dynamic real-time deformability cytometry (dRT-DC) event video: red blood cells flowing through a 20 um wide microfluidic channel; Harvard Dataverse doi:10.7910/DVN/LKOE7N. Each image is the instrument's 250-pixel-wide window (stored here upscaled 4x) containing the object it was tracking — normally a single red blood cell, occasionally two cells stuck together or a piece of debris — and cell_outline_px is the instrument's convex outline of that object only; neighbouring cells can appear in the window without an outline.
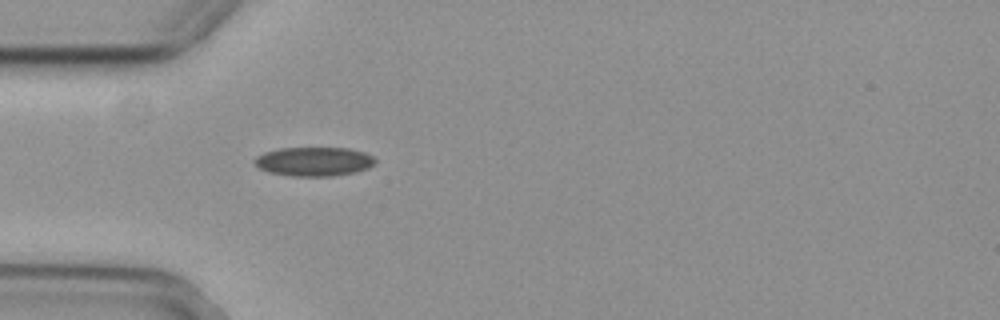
{"species": "common noctule bat (a hibernating species)", "species_latin": "Nyctalus noctula", "temperature_condition": "cold", "stored_images_in_passage": 40, "camera_frame_rate_fps": 3000, "um_per_image_px": 0.085, "animal": {"sex": "female", "body_mass_g": 29.2, "forearm_length_mm": 56.3}, "frame": {"image": 1, "passage_image": 1, "time_ms": 0.0, "image_size_px": [1000, 320], "cell_outline_px": [[376, 164], [368, 168], [356, 172], [332, 176], [292, 176], [268, 172], [260, 168], [252, 160], [256, 156], [264, 152], [280, 148], [348, 148], [364, 152], [372, 156], [376, 160]], "centroid_in_image_um": [26.69, 13.73], "position_along_channel_um": 58.3, "area_um2": 20.52}}
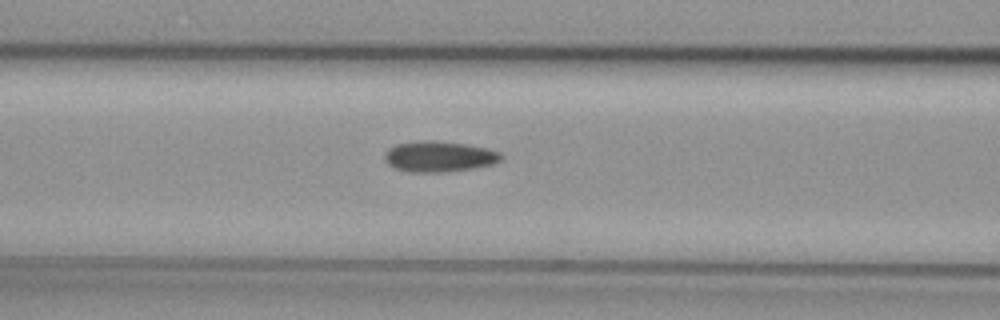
{"frame": {"image": 2, "passage_image": 7, "time_ms": 2.0, "image_size_px": [1000, 320], "cell_outline_px": [[500, 160], [496, 164], [472, 168], [444, 172], [408, 172], [392, 168], [384, 160], [384, 152], [388, 148], [396, 144], [420, 140], [432, 140], [468, 144], [488, 148], [500, 152]], "centroid_in_image_um": [37.28, 13.3], "position_along_channel_um": 129.3, "area_um2": 21.15}}
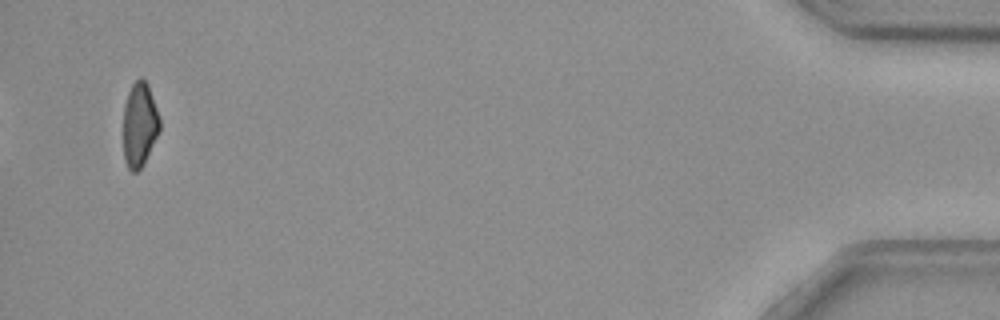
{"frame": {"image": 3, "passage_image": 38, "time_ms": 12.333, "image_size_px": [1000, 320], "cell_outline_px": [[160, 128], [144, 164], [136, 172], [132, 172], [128, 168], [124, 160], [124, 104], [128, 92], [132, 84], [140, 76], [148, 84], [160, 116]], "centroid_in_image_um": [11.86, 10.58], "position_along_channel_um": 423.3, "area_um2": 17.92}, "authors_computed_cell_mechanics": {"area_um2": 19.9121, "velocity_mm_per_s": 3.7133, "shape_relaxation_time_tau1_ms": null, "shape_relaxation_time_tau2_ms": 6.2359, "deformation_change_tau1": null, "deformation_change_tau2": 0.1129}}